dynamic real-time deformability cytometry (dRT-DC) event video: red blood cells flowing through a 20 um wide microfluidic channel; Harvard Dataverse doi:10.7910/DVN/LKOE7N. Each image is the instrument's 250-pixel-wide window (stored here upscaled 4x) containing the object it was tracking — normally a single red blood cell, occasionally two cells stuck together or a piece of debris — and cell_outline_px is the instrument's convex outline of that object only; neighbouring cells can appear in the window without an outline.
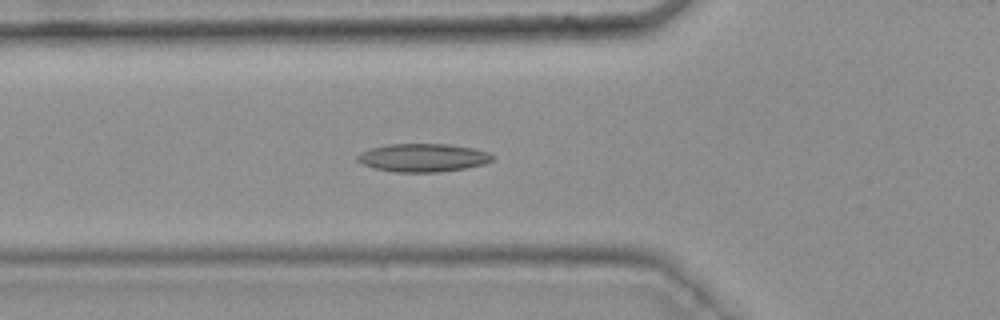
{"species": "common noctule bat (a hibernating species)", "species_latin": "Nyctalus noctula", "temperature_condition": "warm", "stored_images_in_passage": 47, "camera_frame_rate_fps": 3000, "um_per_image_px": 0.085, "animal": {"sex": "female", "body_mass_g": 25.1}, "frame": {"image": 1, "passage_image": 19, "time_ms": 6.0, "image_size_px": [1000, 320], "cell_outline_px": [[492, 160], [484, 164], [464, 168], [436, 172], [396, 172], [372, 168], [356, 160], [356, 156], [360, 152], [372, 148], [388, 144], [448, 144], [472, 148], [488, 152], [492, 156]], "centroid_in_image_um": [35.91, 13.4], "position_along_channel_um": 89.9, "area_um2": 22.02}}
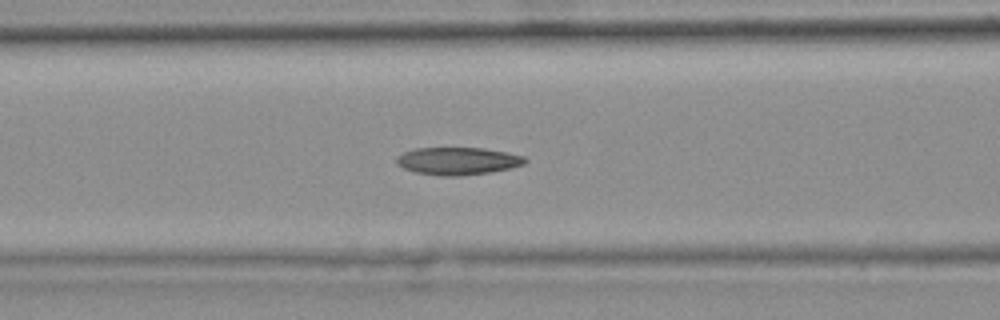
{"frame": {"image": 2, "passage_image": 22, "time_ms": 7.0, "image_size_px": [1000, 320], "cell_outline_px": [[528, 160], [524, 164], [512, 168], [488, 172], [460, 176], [440, 176], [416, 172], [404, 168], [396, 164], [396, 160], [404, 152], [416, 148], [484, 148], [508, 152], [524, 156]], "centroid_in_image_um": [38.95, 13.68], "position_along_channel_um": 127.6, "area_um2": 20.58}}
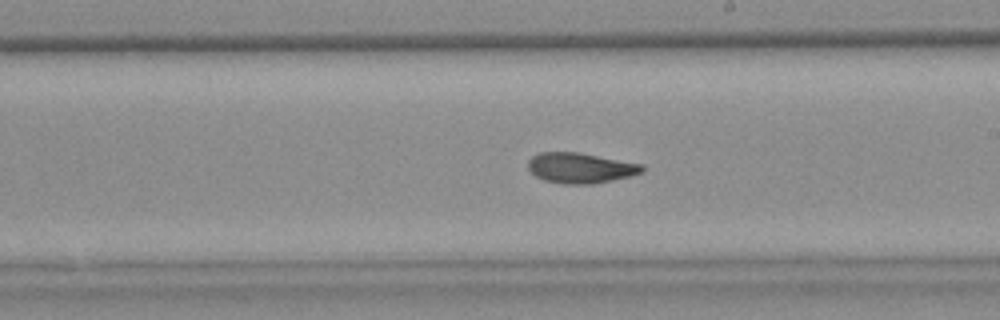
{"frame": {"image": 3, "passage_image": 31, "time_ms": 10.0, "image_size_px": [1000, 320], "cell_outline_px": [[644, 172], [612, 180], [592, 184], [564, 184], [544, 180], [536, 176], [528, 168], [528, 160], [532, 156], [540, 152], [580, 152], [644, 164]], "centroid_in_image_um": [49.35, 14.26], "position_along_channel_um": 239.7, "area_um2": 20.29}, "authors_computed_cell_mechanics": {"area_um2": 20.7502, "velocity_mm_per_s": 3.7424, "shape_relaxation_time_tau1_ms": null, "shape_relaxation_time_tau2_ms": 2.9573, "deformation_change_tau1": null, "deformation_change_tau2": 0.0862}}